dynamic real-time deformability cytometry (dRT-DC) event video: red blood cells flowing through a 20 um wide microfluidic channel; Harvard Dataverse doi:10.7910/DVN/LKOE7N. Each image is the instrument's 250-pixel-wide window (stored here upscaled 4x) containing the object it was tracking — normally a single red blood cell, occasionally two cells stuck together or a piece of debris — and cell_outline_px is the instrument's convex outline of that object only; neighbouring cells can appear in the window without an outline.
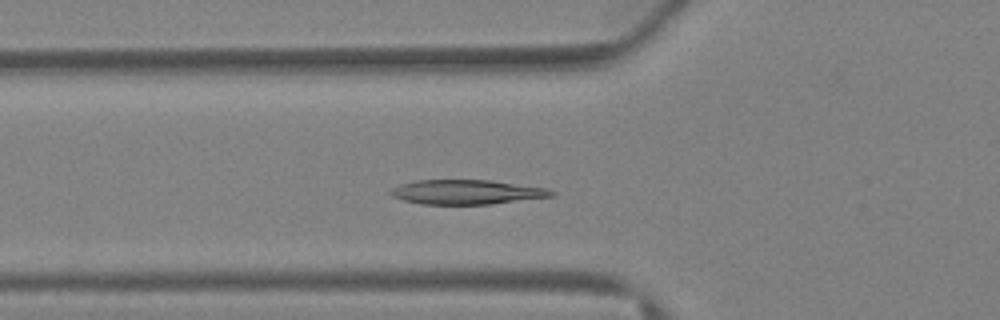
{"species": "Egyptian fruit bat (a non-hibernating species)", "species_latin": "Rousettus aegyptiacus", "temperature_condition": "warm", "stored_images_in_passage": 32, "camera_frame_rate_fps": 3000, "um_per_image_px": 0.085, "animal": {"sex": "female"}, "frame": {"image": 1, "passage_image": 7, "time_ms": 2.0, "image_size_px": [1000, 320], "cell_outline_px": [[556, 196], [492, 204], [420, 204], [404, 200], [392, 196], [388, 192], [392, 188], [400, 184], [416, 180], [492, 180], [548, 188], [556, 192]], "centroid_in_image_um": [39.71, 16.32], "position_along_channel_um": 86.1, "area_um2": 23.18}}
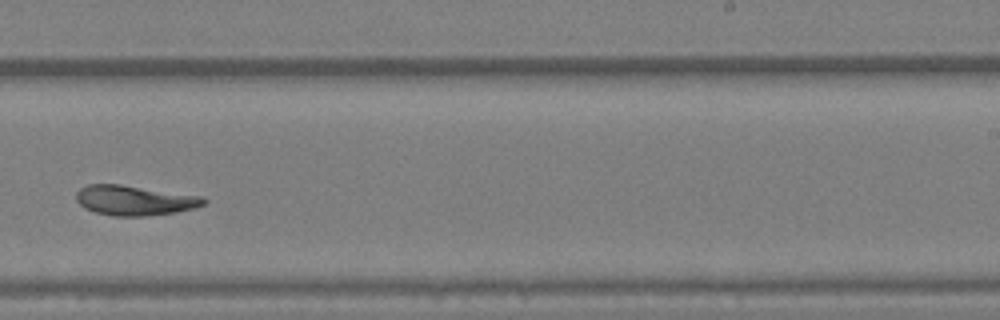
{"frame": {"image": 2, "passage_image": 18, "time_ms": 5.667, "image_size_px": [1000, 320], "cell_outline_px": [[208, 200], [204, 204], [196, 208], [176, 212], [144, 216], [112, 216], [96, 212], [84, 208], [76, 200], [76, 192], [80, 188], [88, 184], [120, 184], [200, 196]], "centroid_in_image_um": [11.42, 17.03], "position_along_channel_um": 277.6, "area_um2": 22.2}}
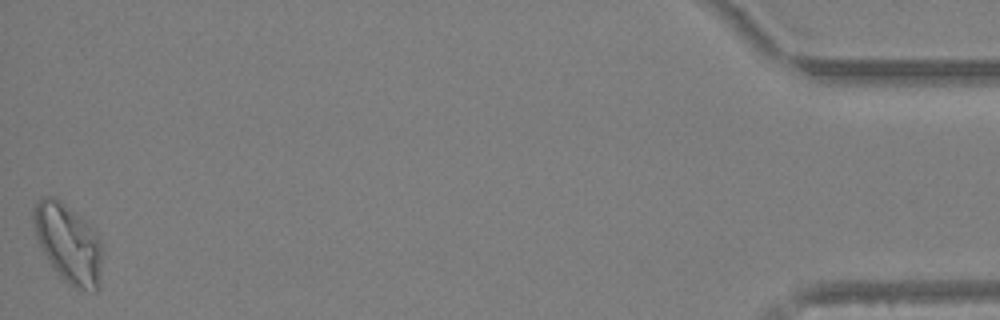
{"frame": {"image": 3, "passage_image": 32, "time_ms": 10.333, "image_size_px": [1000, 320], "cell_outline_px": [[100, 260], [96, 292], [76, 288], [68, 284], [52, 268], [32, 228], [32, 208], [36, 200], [40, 196], [52, 196], [60, 200], [84, 220], [100, 236]], "centroid_in_image_um": [5.73, 20.62], "position_along_channel_um": 429.5, "area_um2": 31.33}}